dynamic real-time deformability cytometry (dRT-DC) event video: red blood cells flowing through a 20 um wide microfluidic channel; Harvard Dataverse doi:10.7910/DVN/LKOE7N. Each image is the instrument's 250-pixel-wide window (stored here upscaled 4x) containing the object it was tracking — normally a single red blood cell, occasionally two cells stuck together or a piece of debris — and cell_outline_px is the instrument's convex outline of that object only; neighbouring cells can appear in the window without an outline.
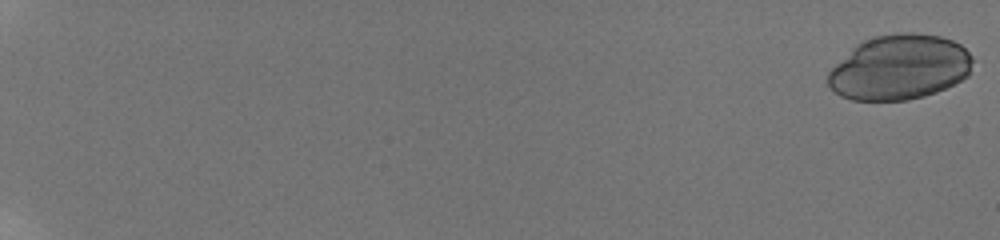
{"species": "human", "species_latin": "Homo sapiens", "temperature_condition": "room temperature", "stored_images_in_passage": 59, "camera_frame_rate_fps": 3000, "um_per_image_px": 0.085, "donor": {"sex": "male"}, "frame": {"image": 1, "passage_image": 1, "time_ms": 0.0, "image_size_px": [1000, 240], "cell_outline_px": [[972, 60], [968, 76], [936, 92], [924, 96], [908, 100], [852, 100], [840, 96], [828, 84], [828, 72], [856, 44], [864, 40], [876, 36], [896, 32], [916, 32], [940, 36], [952, 40], [960, 44], [972, 56]], "centroid_in_image_um": [76.46, 5.71], "position_along_channel_um": 8.5, "area_um2": 54.68}}
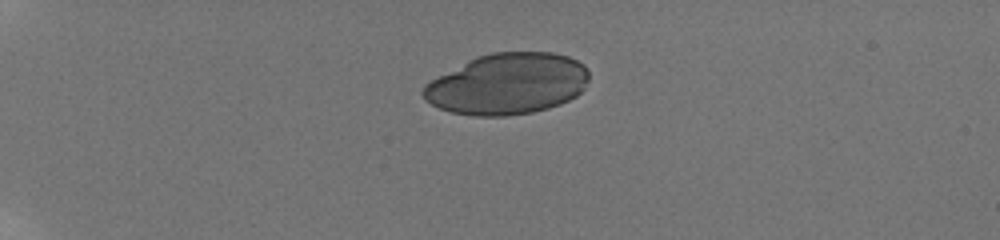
{"frame": {"image": 2, "passage_image": 18, "time_ms": 5.667, "image_size_px": [1000, 240], "cell_outline_px": [[588, 80], [584, 88], [576, 96], [560, 104], [548, 108], [532, 112], [508, 116], [472, 116], [452, 112], [440, 108], [424, 100], [420, 92], [424, 84], [468, 60], [476, 56], [492, 52], [552, 52], [568, 56], [584, 64], [588, 68]], "centroid_in_image_um": [43.12, 7.13], "position_along_channel_um": 41.9, "area_um2": 59.3}}